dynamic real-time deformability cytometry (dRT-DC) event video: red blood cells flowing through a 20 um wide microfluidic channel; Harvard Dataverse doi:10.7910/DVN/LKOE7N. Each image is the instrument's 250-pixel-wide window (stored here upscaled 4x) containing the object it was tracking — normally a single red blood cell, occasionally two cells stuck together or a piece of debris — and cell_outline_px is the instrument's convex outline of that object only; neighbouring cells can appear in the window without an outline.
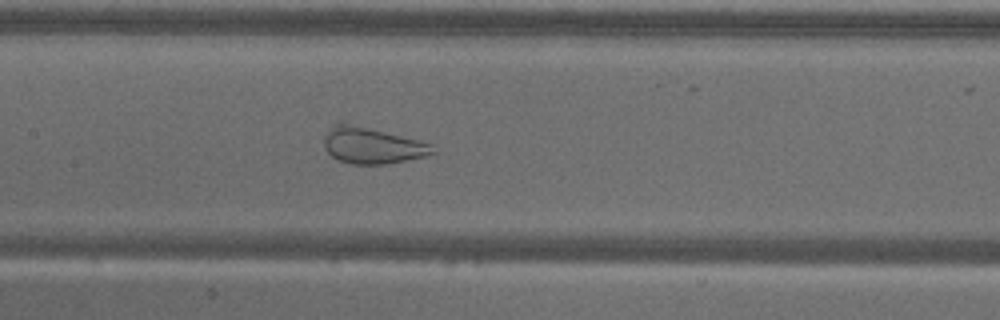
{"species": "common noctule bat (a hibernating species)", "species_latin": "Nyctalus noctula", "temperature_condition": "warm", "stored_images_in_passage": 20, "camera_frame_rate_fps": 3000, "um_per_image_px": 0.085, "animal": {"sex": "male", "body_mass_g": 18.8}, "frame": {"image": 1, "passage_image": 11, "time_ms": 3.333, "image_size_px": [1000, 320], "cell_outline_px": [[436, 152], [424, 156], [388, 164], [352, 164], [340, 160], [332, 156], [324, 148], [324, 140], [332, 124], [340, 120], [344, 120], [420, 140], [432, 144]], "centroid_in_image_um": [31.61, 12.32], "position_along_channel_um": 175.8, "area_um2": 23.47}}